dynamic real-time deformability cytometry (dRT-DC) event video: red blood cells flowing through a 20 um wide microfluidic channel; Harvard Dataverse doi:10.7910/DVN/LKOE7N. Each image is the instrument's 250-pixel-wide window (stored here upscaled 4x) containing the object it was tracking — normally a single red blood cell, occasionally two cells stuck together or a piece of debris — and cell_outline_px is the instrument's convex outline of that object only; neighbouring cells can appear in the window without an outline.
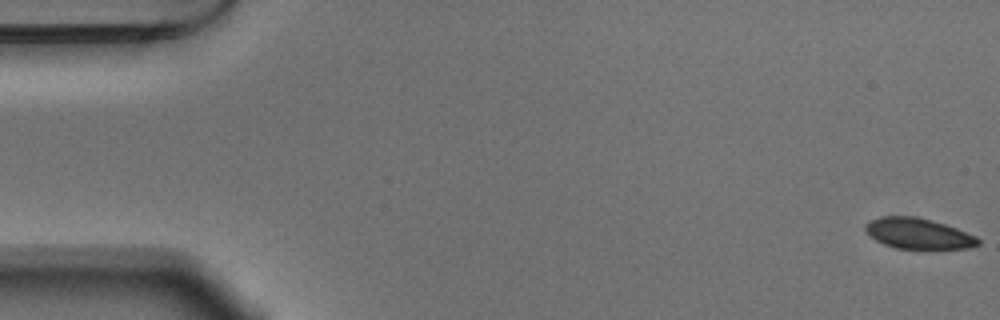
{"species": "Egyptian fruit bat (a non-hibernating species)", "species_latin": "Rousettus aegyptiacus", "temperature_condition": "warm", "stored_images_in_passage": 54, "camera_frame_rate_fps": 3000, "um_per_image_px": 0.085, "animal": {"sex": "male"}, "frame": {"image": 1, "passage_image": 1, "time_ms": 0.0, "image_size_px": [1000, 320], "cell_outline_px": [[980, 244], [968, 248], [896, 248], [884, 244], [876, 240], [864, 228], [864, 224], [868, 220], [880, 216], [912, 216], [932, 220], [956, 228], [976, 236], [980, 240]], "centroid_in_image_um": [78.03, 19.83], "position_along_channel_um": 7.0, "area_um2": 19.94}}
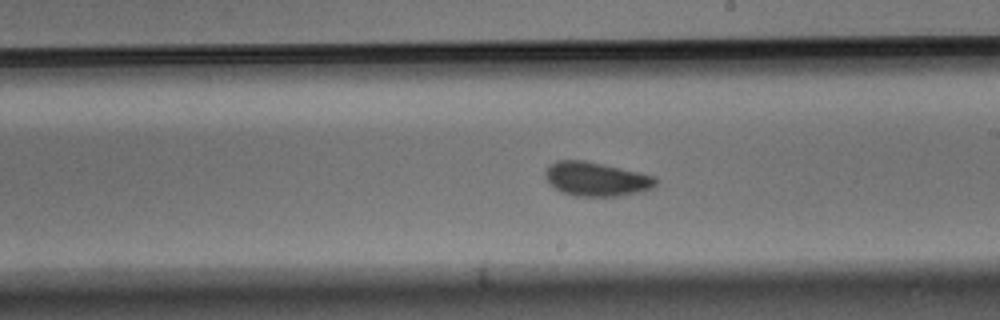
{"frame": {"image": 2, "passage_image": 31, "time_ms": 10.0, "image_size_px": [1000, 320], "cell_outline_px": [[656, 184], [652, 188], [644, 192], [620, 196], [572, 196], [560, 192], [544, 176], [544, 172], [548, 164], [556, 160], [584, 160], [656, 176]], "centroid_in_image_um": [50.67, 15.23], "position_along_channel_um": 238.3, "area_um2": 22.08}}
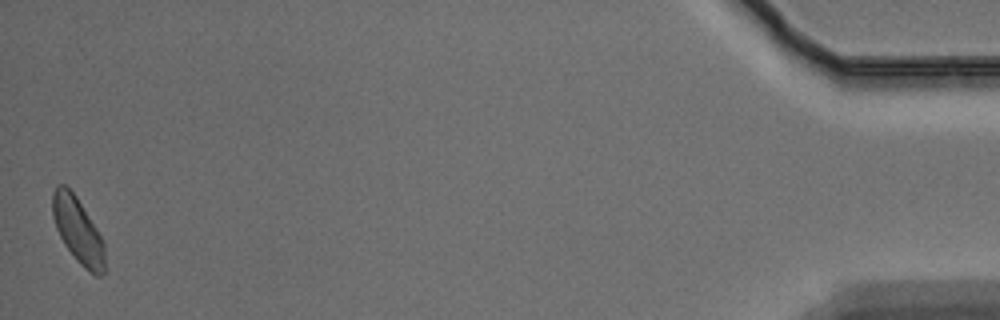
{"frame": {"image": 3, "passage_image": 54, "time_ms": 17.667, "image_size_px": [1000, 320], "cell_outline_px": [[104, 272], [100, 276], [96, 276], [84, 268], [76, 260], [64, 244], [56, 228], [52, 216], [52, 192], [56, 184], [64, 184], [76, 196], [96, 228], [104, 244]], "centroid_in_image_um": [6.59, 19.57], "position_along_channel_um": 428.6, "area_um2": 19.83}, "authors_computed_cell_mechanics": {"area_um2": 21.1548, "velocity_mm_per_s": 3.7129, "shape_relaxation_time_tau1_ms": 3.4779, "shape_relaxation_time_tau2_ms": 3.8384, "deformation_change_tau1": 0.0811, "deformation_change_tau2": 0.064}}